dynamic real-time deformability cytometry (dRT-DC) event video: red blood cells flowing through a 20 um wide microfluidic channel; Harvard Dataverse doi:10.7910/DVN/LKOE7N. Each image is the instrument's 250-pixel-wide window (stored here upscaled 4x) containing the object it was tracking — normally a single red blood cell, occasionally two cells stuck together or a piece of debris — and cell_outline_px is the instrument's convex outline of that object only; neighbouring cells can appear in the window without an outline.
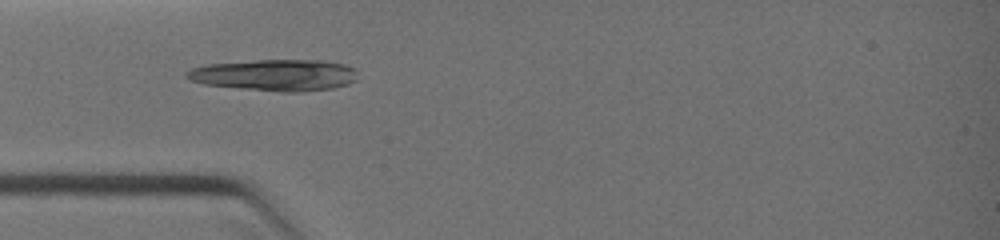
{"species": "common noctule bat (a hibernating species)", "species_latin": "Nyctalus noctula", "temperature_condition": "warm", "stored_images_in_passage": 16, "camera_frame_rate_fps": 3000, "um_per_image_px": 0.085, "animal": {"sex": "female", "body_mass_g": 19.0, "forearm_length_mm": 51.5}, "frame": {"image": 1, "passage_image": 1, "time_ms": 0.0, "image_size_px": [1000, 240], "cell_outline_px": [[356, 80], [348, 84], [332, 88], [300, 92], [280, 92], [240, 88], [204, 84], [192, 80], [184, 76], [184, 72], [192, 68], [208, 64], [256, 60], [324, 60], [344, 64], [356, 68]], "centroid_in_image_um": [23.39, 6.38], "position_along_channel_um": 61.6, "area_um2": 31.44}}
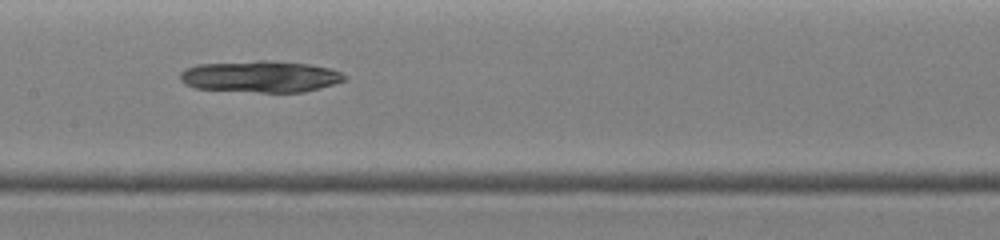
{"frame": {"image": 2, "passage_image": 5, "time_ms": 2.333, "image_size_px": [1000, 240], "cell_outline_px": [[348, 80], [320, 88], [304, 92], [260, 92], [196, 88], [184, 84], [180, 80], [180, 72], [184, 68], [196, 64], [260, 60], [272, 60], [308, 64], [328, 68], [340, 72], [348, 76]], "centroid_in_image_um": [22.14, 6.5], "position_along_channel_um": 185.3, "area_um2": 30.46}}
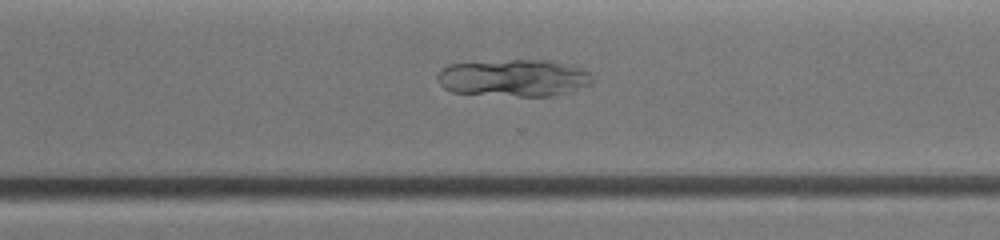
{"frame": {"image": 3, "passage_image": 10, "time_ms": 5.0, "image_size_px": [1000, 240], "cell_outline_px": [[592, 84], [552, 96], [520, 96], [452, 92], [444, 88], [440, 84], [440, 72], [448, 64], [512, 60], [544, 60], [580, 68], [588, 72], [592, 80]], "centroid_in_image_um": [43.67, 6.63], "position_along_channel_um": 326.9, "area_um2": 32.71}}